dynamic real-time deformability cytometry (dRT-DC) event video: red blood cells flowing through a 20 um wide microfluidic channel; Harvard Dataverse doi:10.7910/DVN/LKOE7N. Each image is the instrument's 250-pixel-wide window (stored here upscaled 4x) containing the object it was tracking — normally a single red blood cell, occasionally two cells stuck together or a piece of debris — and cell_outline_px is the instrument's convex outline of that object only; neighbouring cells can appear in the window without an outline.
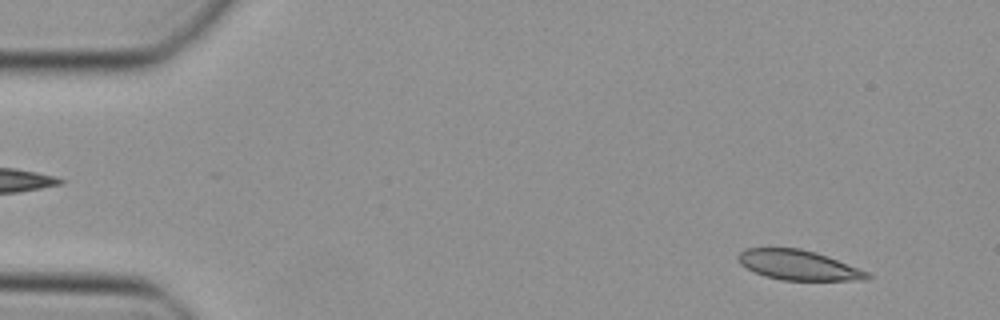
{"species": "Egyptian fruit bat (a non-hibernating species)", "species_latin": "Rousettus aegyptiacus", "temperature_condition": "cold", "stored_images_in_passage": 47, "camera_frame_rate_fps": 3000, "um_per_image_px": 0.085, "animal": {"sex": "female"}, "frame": {"image": 1, "passage_image": 4, "time_ms": 1.0, "image_size_px": [1000, 320], "cell_outline_px": [[872, 276], [864, 280], [780, 280], [764, 276], [740, 264], [736, 256], [744, 248], [800, 248], [816, 252], [828, 256], [868, 272]], "centroid_in_image_um": [67.84, 22.53], "position_along_channel_um": 17.2, "area_um2": 22.43}}
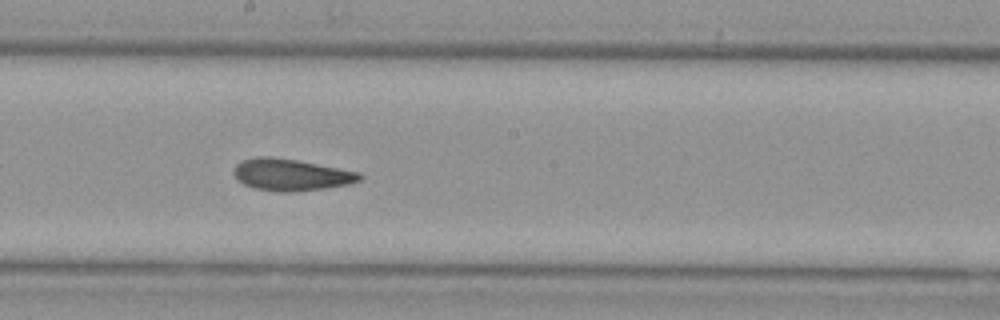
{"frame": {"image": 2, "passage_image": 26, "time_ms": 8.333, "image_size_px": [1000, 320], "cell_outline_px": [[364, 176], [360, 180], [348, 184], [324, 188], [292, 192], [280, 192], [256, 188], [244, 184], [232, 172], [236, 164], [244, 160], [256, 156], [272, 156], [296, 160], [360, 172]], "centroid_in_image_um": [24.75, 14.84], "position_along_channel_um": 223.5, "area_um2": 23.12}}
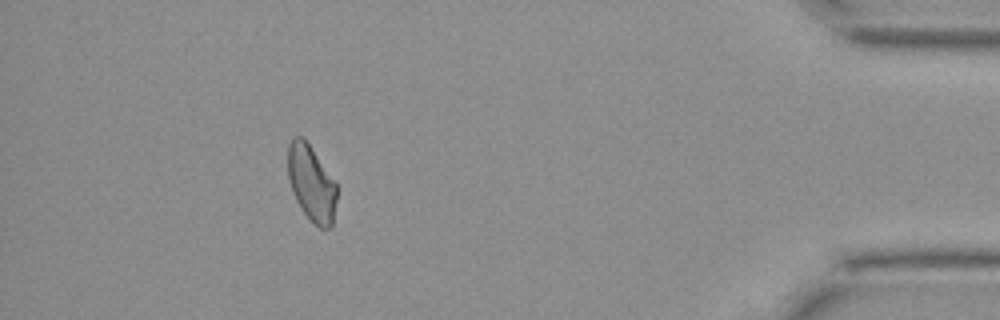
{"frame": {"image": 3, "passage_image": 43, "time_ms": 14.0, "image_size_px": [1000, 320], "cell_outline_px": [[336, 200], [332, 228], [320, 228], [304, 212], [296, 200], [292, 192], [288, 176], [288, 144], [292, 136], [300, 136], [308, 144], [336, 180]], "centroid_in_image_um": [26.47, 15.56], "position_along_channel_um": 408.7, "area_um2": 21.5}}